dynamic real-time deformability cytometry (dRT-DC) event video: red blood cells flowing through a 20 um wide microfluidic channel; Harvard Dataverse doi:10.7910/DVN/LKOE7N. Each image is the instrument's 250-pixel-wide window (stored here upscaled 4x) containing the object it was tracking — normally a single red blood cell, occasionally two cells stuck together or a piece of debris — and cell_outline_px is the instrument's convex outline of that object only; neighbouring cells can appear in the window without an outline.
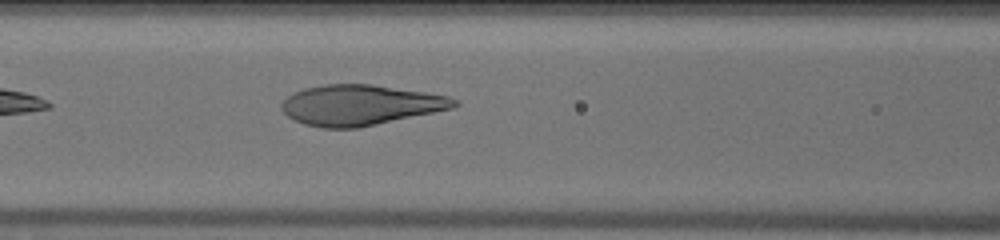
{"species": "human", "species_latin": "Homo sapiens", "temperature_condition": "warm", "stored_images_in_passage": 27, "camera_frame_rate_fps": 3000, "um_per_image_px": 0.085, "donor": {"sex": "male"}, "frame": {"image": 1, "passage_image": 7, "time_ms": 2.0, "image_size_px": [1000, 240], "cell_outline_px": [[460, 104], [452, 108], [356, 128], [320, 128], [304, 124], [288, 116], [280, 108], [280, 104], [288, 96], [304, 88], [324, 84], [372, 84], [424, 92], [448, 96], [456, 100]], "centroid_in_image_um": [30.59, 8.92], "position_along_channel_um": 136.0, "area_um2": 40.23}}
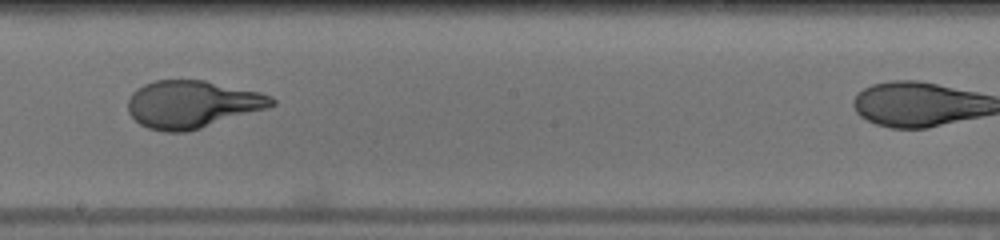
{"frame": {"image": 2, "passage_image": 14, "time_ms": 4.333, "image_size_px": [1000, 240], "cell_outline_px": [[276, 104], [268, 108], [188, 132], [164, 132], [148, 128], [140, 124], [128, 112], [128, 100], [132, 92], [144, 84], [156, 80], [204, 80], [260, 92], [272, 96], [276, 100]], "centroid_in_image_um": [16.35, 8.87], "position_along_channel_um": 231.9, "area_um2": 39.88}}
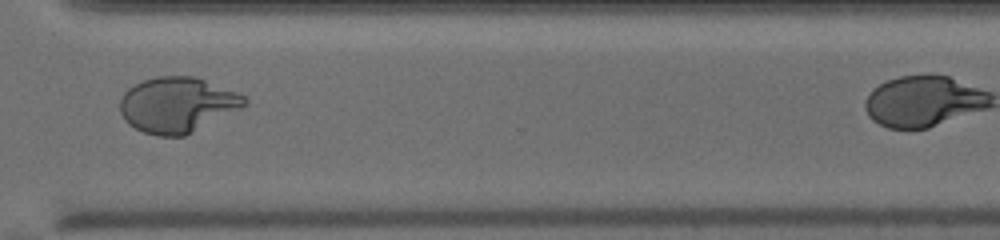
{"frame": {"image": 3, "passage_image": 23, "time_ms": 7.333, "image_size_px": [1000, 240], "cell_outline_px": [[248, 104], [184, 136], [156, 136], [144, 132], [128, 124], [124, 120], [120, 112], [120, 100], [124, 92], [128, 88], [144, 80], [156, 76], [196, 76], [236, 92], [244, 96], [248, 100]], "centroid_in_image_um": [15.04, 8.9], "position_along_channel_um": 355.6, "area_um2": 39.94}}